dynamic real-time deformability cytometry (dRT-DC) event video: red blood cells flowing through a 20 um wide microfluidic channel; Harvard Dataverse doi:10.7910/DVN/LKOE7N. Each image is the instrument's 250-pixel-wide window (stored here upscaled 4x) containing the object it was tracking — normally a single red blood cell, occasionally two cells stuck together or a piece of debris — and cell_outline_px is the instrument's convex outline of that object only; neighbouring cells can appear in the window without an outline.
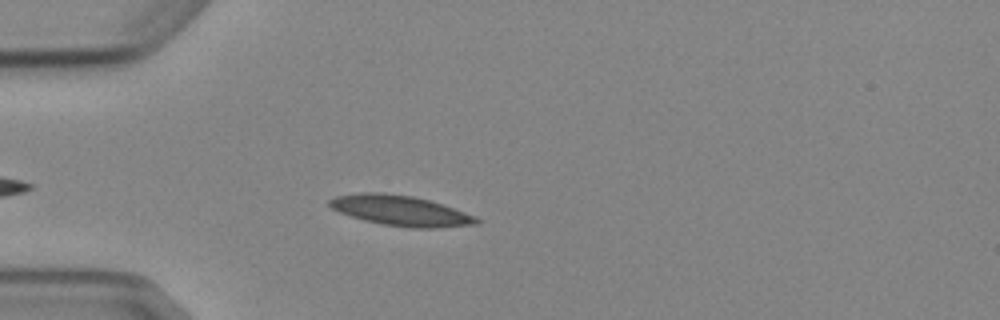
{"species": "Egyptian fruit bat (a non-hibernating species)", "species_latin": "Rousettus aegyptiacus", "temperature_condition": "cold", "stored_images_in_passage": 4, "camera_frame_rate_fps": 3000, "um_per_image_px": 0.085, "animal": {"sex": "female"}, "frame": {"image": 1, "passage_image": 4, "time_ms": 4.333, "image_size_px": [1000, 320], "cell_outline_px": [[480, 224], [436, 228], [412, 228], [384, 224], [364, 220], [340, 212], [332, 208], [328, 204], [328, 200], [336, 196], [360, 192], [384, 192], [412, 196], [444, 204], [476, 216], [480, 220]], "centroid_in_image_um": [34.09, 17.9], "position_along_channel_um": 50.9, "area_um2": 26.01}}